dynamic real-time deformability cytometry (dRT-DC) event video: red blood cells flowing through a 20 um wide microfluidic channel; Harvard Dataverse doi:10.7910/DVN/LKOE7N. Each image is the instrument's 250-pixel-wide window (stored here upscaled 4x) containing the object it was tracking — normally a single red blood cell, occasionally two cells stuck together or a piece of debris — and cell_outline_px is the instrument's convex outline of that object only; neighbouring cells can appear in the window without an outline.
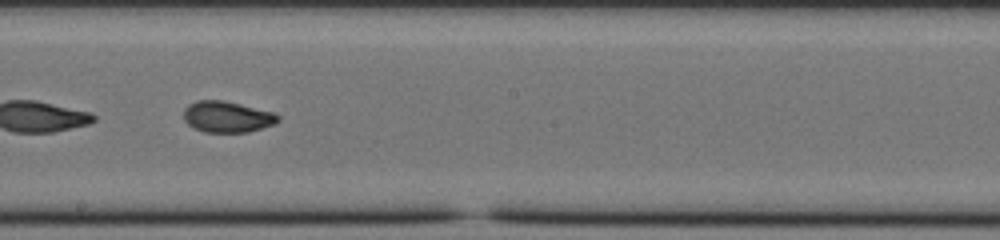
{"species": "common noctule bat (a hibernating species)", "species_latin": "Nyctalus noctula", "temperature_condition": "cold", "stored_images_in_passage": 41, "camera_frame_rate_fps": 3000, "um_per_image_px": 0.085, "animal": {"sex": "male", "body_mass_g": 20.0, "forearm_length_mm": 53.3}, "frame": {"image": 1, "passage_image": 18, "time_ms": 5.667, "image_size_px": [1000, 240], "cell_outline_px": [[280, 120], [276, 124], [248, 132], [204, 132], [192, 128], [184, 120], [184, 108], [188, 104], [196, 100], [224, 100], [276, 112], [280, 116]], "centroid_in_image_um": [19.33, 9.92], "position_along_channel_um": 228.9, "area_um2": 17.51}, "authors_computed_cell_mechanics": {"area_um2": 17.1666, "velocity_mm_per_s": 3.7713, "shape_relaxation_time_tau1_ms": null, "shape_relaxation_time_tau2_ms": 1.8511, "deformation_change_tau1": null, "deformation_change_tau2": 0.0501}}